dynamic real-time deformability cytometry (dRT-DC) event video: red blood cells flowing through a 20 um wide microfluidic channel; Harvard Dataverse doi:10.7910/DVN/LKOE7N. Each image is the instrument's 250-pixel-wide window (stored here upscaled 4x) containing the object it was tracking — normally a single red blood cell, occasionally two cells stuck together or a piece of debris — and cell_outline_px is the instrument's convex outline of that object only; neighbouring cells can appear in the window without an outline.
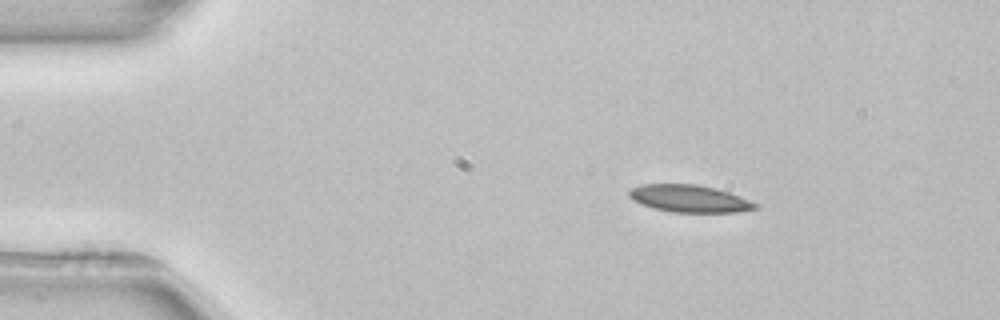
{"species": "common noctule bat (a hibernating species)", "species_latin": "Nyctalus noctula", "temperature_condition": "room temperature", "stored_images_in_passage": 2, "camera_frame_rate_fps": 3000, "um_per_image_px": 0.085, "animal": {"sex": "female", "body_mass_g": 22.7, "forearm_length_mm": 54.2}, "frame": {"image": 1, "passage_image": 1, "time_ms": 0.0, "image_size_px": [1000, 320], "cell_outline_px": [[760, 208], [736, 212], [672, 212], [652, 208], [640, 204], [632, 200], [628, 196], [628, 192], [632, 188], [640, 184], [696, 184], [716, 188], [740, 196], [760, 204]], "centroid_in_image_um": [58.6, 16.88], "position_along_channel_um": 26.4, "area_um2": 20.29}}